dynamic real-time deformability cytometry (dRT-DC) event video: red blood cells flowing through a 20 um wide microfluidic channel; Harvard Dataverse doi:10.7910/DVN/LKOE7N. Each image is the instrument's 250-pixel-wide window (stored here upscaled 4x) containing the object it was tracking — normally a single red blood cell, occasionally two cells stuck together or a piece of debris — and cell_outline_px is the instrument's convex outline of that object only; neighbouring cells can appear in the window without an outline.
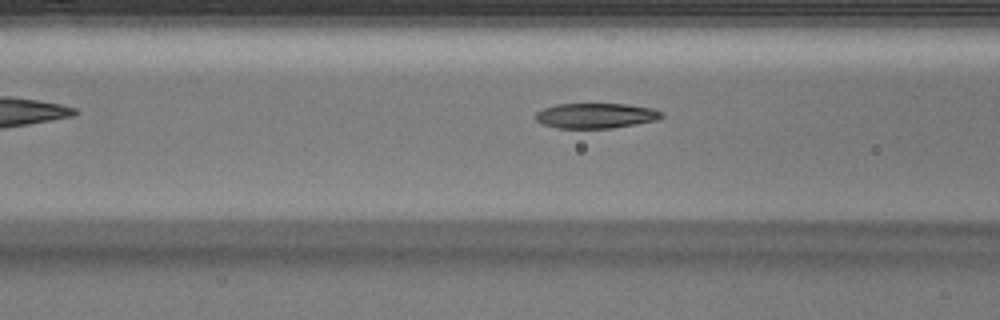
{"species": "Egyptian fruit bat (a non-hibernating species)", "species_latin": "Rousettus aegyptiacus", "temperature_condition": "warm", "stored_images_in_passage": 28, "camera_frame_rate_fps": 3000, "um_per_image_px": 0.085, "animal": {"sex": "male"}, "frame": {"image": 1, "passage_image": 7, "time_ms": 2.0, "image_size_px": [1000, 320], "cell_outline_px": [[664, 116], [660, 120], [612, 128], [556, 128], [544, 124], [536, 120], [536, 112], [544, 108], [556, 104], [624, 104], [652, 108], [660, 112]], "centroid_in_image_um": [50.66, 9.83], "position_along_channel_um": 115.9, "area_um2": 18.44}}
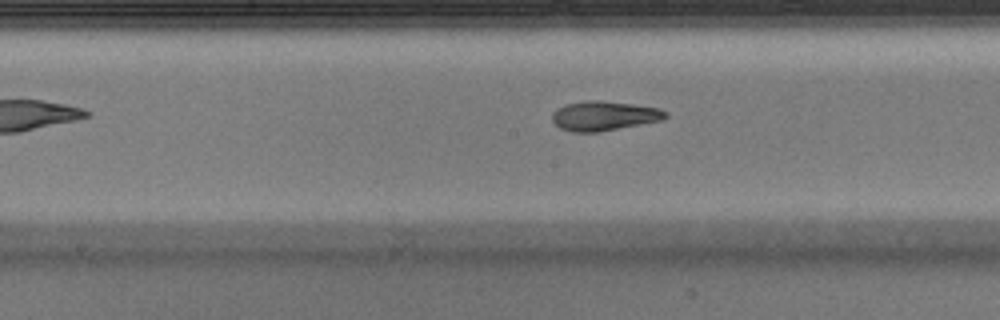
{"frame": {"image": 2, "passage_image": 13, "time_ms": 4.0, "image_size_px": [1000, 320], "cell_outline_px": [[668, 116], [660, 120], [640, 124], [596, 132], [572, 132], [560, 128], [552, 120], [552, 112], [556, 108], [564, 104], [588, 100], [596, 100], [632, 104], [660, 108], [668, 112]], "centroid_in_image_um": [51.31, 9.84], "position_along_channel_um": 196.9, "area_um2": 19.36}}
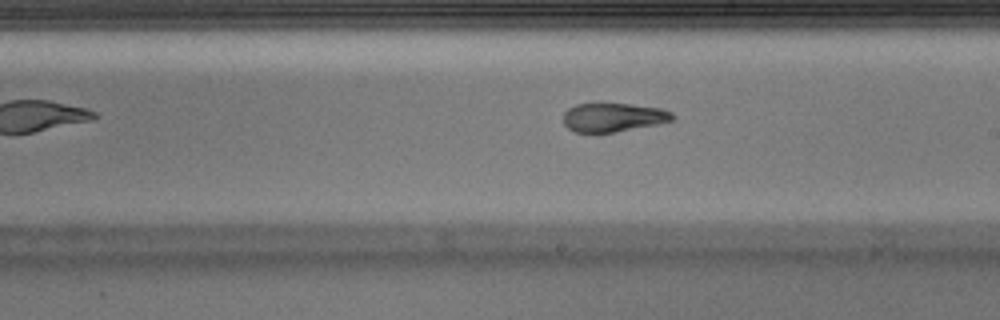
{"frame": {"image": 3, "passage_image": 16, "time_ms": 5.0, "image_size_px": [1000, 320], "cell_outline_px": [[676, 116], [672, 120], [656, 124], [612, 132], [576, 132], [568, 128], [564, 124], [564, 112], [568, 108], [576, 104], [628, 104], [660, 108], [672, 112]], "centroid_in_image_um": [52.11, 9.97], "position_along_channel_um": 236.9, "area_um2": 17.98}}